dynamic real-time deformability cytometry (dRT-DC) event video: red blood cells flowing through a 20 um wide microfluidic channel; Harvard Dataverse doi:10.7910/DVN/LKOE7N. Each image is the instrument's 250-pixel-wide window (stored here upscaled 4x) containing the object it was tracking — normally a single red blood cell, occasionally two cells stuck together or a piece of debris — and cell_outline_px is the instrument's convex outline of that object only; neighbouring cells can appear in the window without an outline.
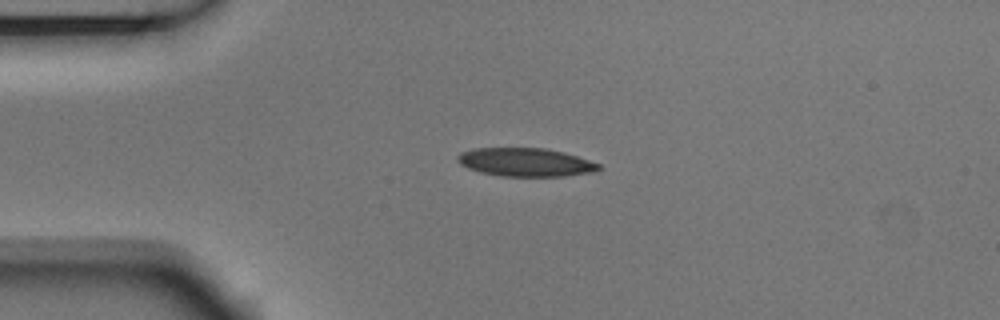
{"species": "Egyptian fruit bat (a non-hibernating species)", "species_latin": "Rousettus aegyptiacus", "temperature_condition": "room temperature", "stored_images_in_passage": 7, "camera_frame_rate_fps": 3000, "um_per_image_px": 0.085, "animal": {"sex": "male"}, "frame": {"image": 1, "passage_image": 1, "time_ms": 0.0, "image_size_px": [1000, 320], "cell_outline_px": [[604, 168], [592, 172], [564, 176], [500, 176], [480, 172], [468, 168], [460, 164], [456, 160], [456, 156], [460, 152], [472, 148], [544, 148], [564, 152], [600, 164]], "centroid_in_image_um": [44.64, 13.78], "position_along_channel_um": 40.4, "area_um2": 23.47}}
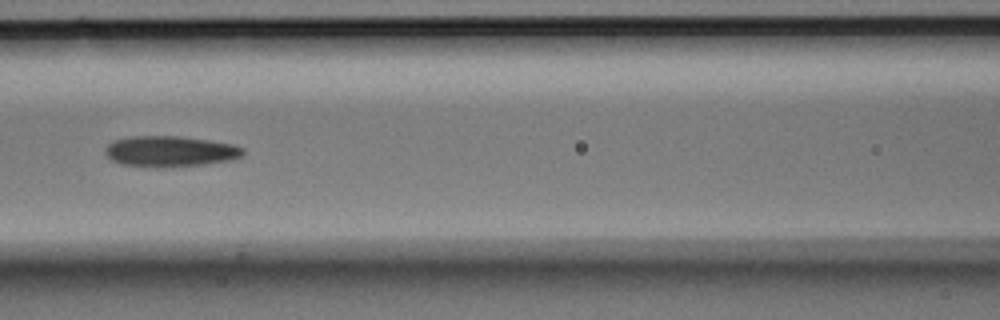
{"frame": {"image": 2, "passage_image": 4, "time_ms": 1.0, "image_size_px": [1000, 320], "cell_outline_px": [[244, 156], [232, 160], [204, 164], [164, 168], [120, 164], [112, 160], [104, 152], [108, 144], [112, 140], [132, 136], [180, 136], [208, 140], [232, 144], [244, 148]], "centroid_in_image_um": [14.47, 12.87], "position_along_channel_um": 152.1, "area_um2": 24.91}}
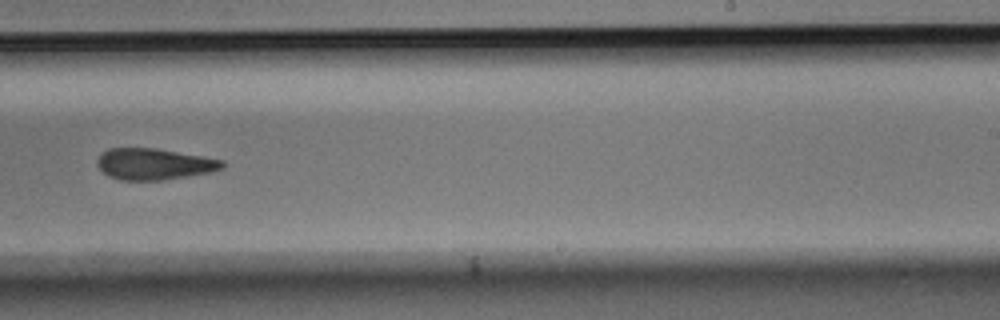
{"frame": {"image": 3, "passage_image": 7, "time_ms": 2.0, "image_size_px": [1000, 320], "cell_outline_px": [[224, 168], [212, 172], [188, 176], [160, 180], [120, 180], [108, 176], [96, 164], [96, 160], [108, 148], [156, 148], [204, 156], [224, 160]], "centroid_in_image_um": [13.12, 13.94], "position_along_channel_um": 275.9, "area_um2": 22.89}}